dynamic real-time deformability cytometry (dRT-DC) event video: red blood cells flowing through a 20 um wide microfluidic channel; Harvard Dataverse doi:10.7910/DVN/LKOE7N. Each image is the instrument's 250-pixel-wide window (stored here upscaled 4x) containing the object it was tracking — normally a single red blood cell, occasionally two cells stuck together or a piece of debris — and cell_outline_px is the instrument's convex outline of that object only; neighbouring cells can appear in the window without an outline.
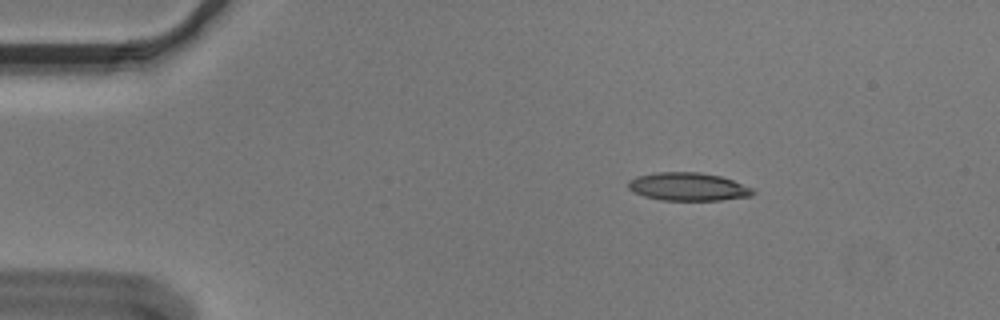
{"species": "Egyptian fruit bat (a non-hibernating species)", "species_latin": "Rousettus aegyptiacus", "temperature_condition": "cold", "stored_images_in_passage": 50, "camera_frame_rate_fps": 3000, "um_per_image_px": 0.085, "animal": {"sex": "male"}, "frame": {"image": 1, "passage_image": 4, "time_ms": 1.0, "image_size_px": [1000, 320], "cell_outline_px": [[756, 192], [752, 196], [720, 200], [660, 200], [644, 196], [632, 192], [628, 188], [628, 180], [636, 176], [656, 172], [700, 172], [720, 176], [732, 180], [752, 188]], "centroid_in_image_um": [58.46, 15.87], "position_along_channel_um": 26.5, "area_um2": 20.52}}
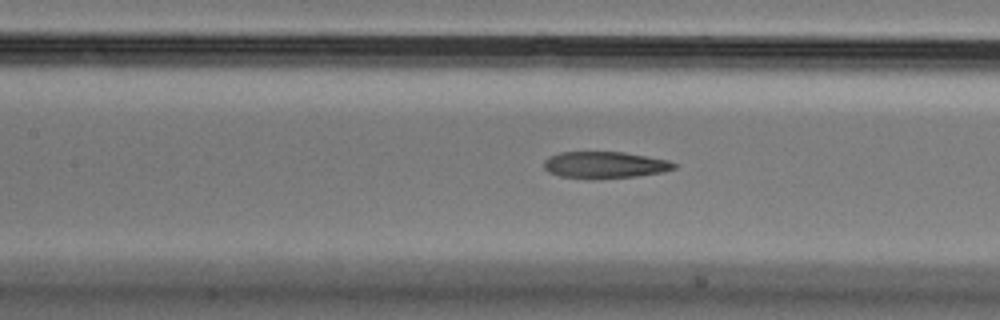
{"frame": {"image": 2, "passage_image": 20, "time_ms": 6.333, "image_size_px": [1000, 320], "cell_outline_px": [[676, 168], [664, 172], [636, 176], [588, 180], [560, 176], [548, 172], [544, 168], [544, 160], [548, 156], [560, 152], [624, 152], [668, 160], [676, 164]], "centroid_in_image_um": [51.37, 14.03], "position_along_channel_um": 156.0, "area_um2": 20.52}}
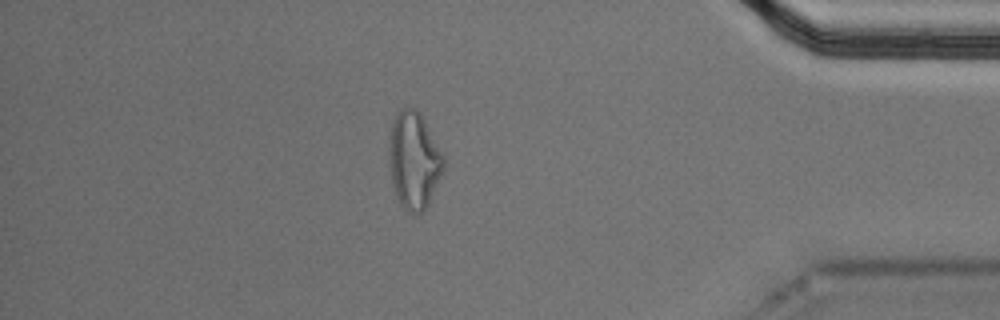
{"frame": {"image": 3, "passage_image": 43, "time_ms": 14.0, "image_size_px": [1000, 320], "cell_outline_px": [[444, 168], [428, 204], [420, 212], [408, 212], [400, 204], [396, 196], [392, 180], [392, 120], [396, 112], [404, 108], [416, 108], [420, 112], [444, 156]], "centroid_in_image_um": [35.23, 13.61], "position_along_channel_um": 400.0, "area_um2": 29.65}, "authors_computed_cell_mechanics": {"area_um2": 21.3571, "velocity_mm_per_s": 3.6215, "shape_relaxation_time_tau1_ms": null, "shape_relaxation_time_tau2_ms": 2.9415, "deformation_change_tau1": null, "deformation_change_tau2": 0.1356}}